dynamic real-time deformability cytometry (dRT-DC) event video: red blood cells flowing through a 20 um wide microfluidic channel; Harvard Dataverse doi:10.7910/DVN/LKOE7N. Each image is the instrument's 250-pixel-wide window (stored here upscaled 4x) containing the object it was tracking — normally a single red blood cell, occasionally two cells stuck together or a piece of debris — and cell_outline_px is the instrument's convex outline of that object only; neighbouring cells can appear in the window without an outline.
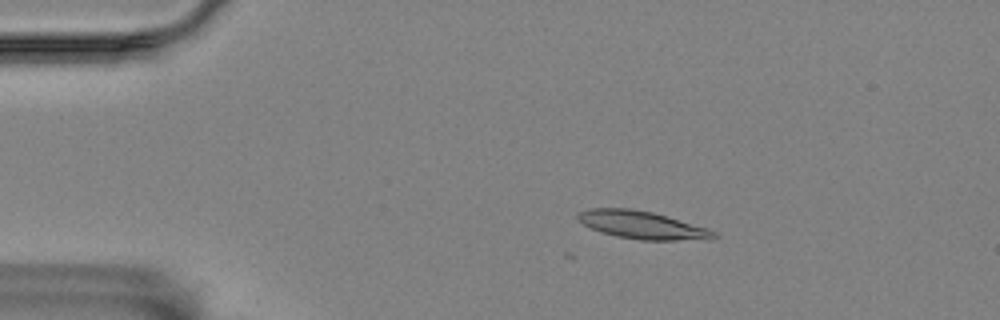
{"species": "Egyptian fruit bat (a non-hibernating species)", "species_latin": "Rousettus aegyptiacus", "temperature_condition": "room temperature", "stored_images_in_passage": 6, "camera_frame_rate_fps": 3000, "um_per_image_px": 0.085, "animal": {"sex": "female"}, "frame": {"image": 1, "passage_image": 2, "time_ms": 1.0, "image_size_px": [1000, 320], "cell_outline_px": [[720, 236], [712, 240], [640, 240], [616, 236], [592, 228], [584, 224], [576, 216], [580, 212], [588, 208], [632, 208], [652, 212], [708, 228], [716, 232]], "centroid_in_image_um": [54.67, 19.13], "position_along_channel_um": 30.3, "area_um2": 22.02}}
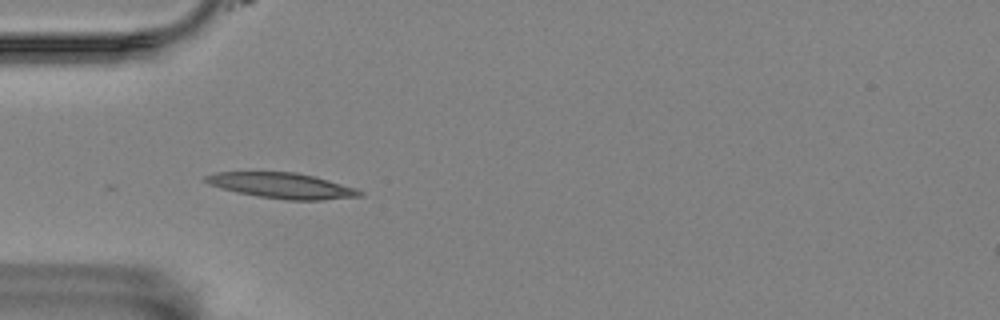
{"frame": {"image": 2, "passage_image": 4, "time_ms": 3.333, "image_size_px": [1000, 320], "cell_outline_px": [[364, 196], [320, 200], [288, 200], [260, 196], [236, 192], [220, 188], [204, 180], [204, 176], [216, 172], [296, 172], [316, 176], [356, 188], [364, 192]], "centroid_in_image_um": [24.02, 15.77], "position_along_channel_um": 61.0, "area_um2": 22.89}}
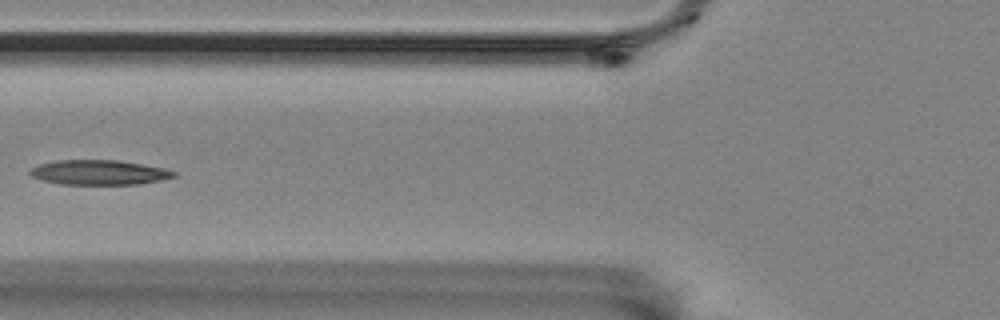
{"frame": {"image": 3, "passage_image": 5, "time_ms": 5.0, "image_size_px": [1000, 320], "cell_outline_px": [[176, 176], [160, 180], [140, 184], [60, 184], [40, 180], [32, 176], [28, 172], [32, 168], [40, 164], [56, 160], [120, 160], [164, 168], [176, 172]], "centroid_in_image_um": [8.41, 14.65], "position_along_channel_um": 117.4, "area_um2": 20.75}}